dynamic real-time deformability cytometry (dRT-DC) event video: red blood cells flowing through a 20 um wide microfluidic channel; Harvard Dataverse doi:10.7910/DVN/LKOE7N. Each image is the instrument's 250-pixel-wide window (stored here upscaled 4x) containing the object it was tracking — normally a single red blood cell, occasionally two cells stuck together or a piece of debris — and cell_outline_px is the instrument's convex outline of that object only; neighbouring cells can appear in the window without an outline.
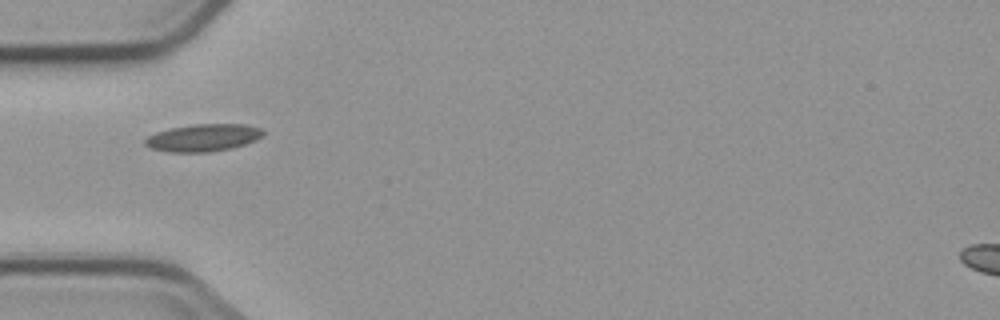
{"species": "common noctule bat (a hibernating species)", "species_latin": "Nyctalus noctula", "temperature_condition": "cold", "stored_images_in_passage": 6, "camera_frame_rate_fps": 3000, "um_per_image_px": 0.085, "animal": {"sex": "male", "body_mass_g": 23.1, "forearm_length_mm": 52.7}, "frame": {"image": 1, "passage_image": 4, "time_ms": 4.333, "image_size_px": [1000, 320], "cell_outline_px": [[264, 136], [256, 140], [232, 148], [208, 152], [168, 152], [152, 148], [144, 144], [144, 140], [148, 136], [156, 132], [168, 128], [192, 124], [244, 124], [260, 128], [264, 132]], "centroid_in_image_um": [17.27, 11.7], "position_along_channel_um": 67.7, "area_um2": 18.9}}
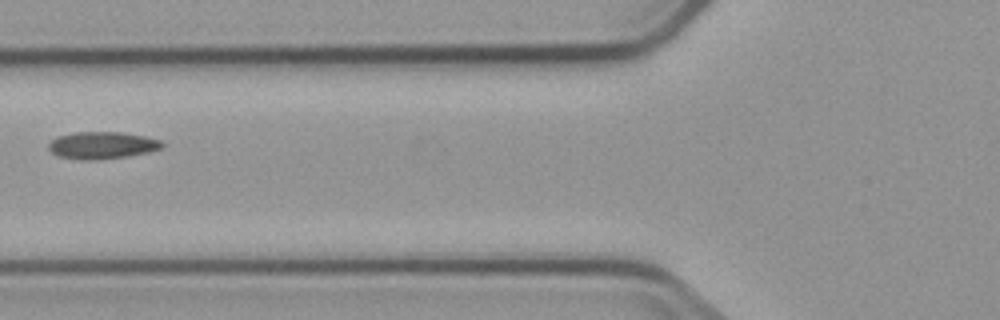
{"frame": {"image": 2, "passage_image": 5, "time_ms": 5.667, "image_size_px": [1000, 320], "cell_outline_px": [[164, 148], [148, 152], [128, 156], [100, 160], [80, 160], [56, 156], [48, 148], [48, 144], [56, 136], [72, 132], [120, 132], [144, 136], [160, 140], [164, 144]], "centroid_in_image_um": [8.66, 12.35], "position_along_channel_um": 117.1, "area_um2": 18.21}}
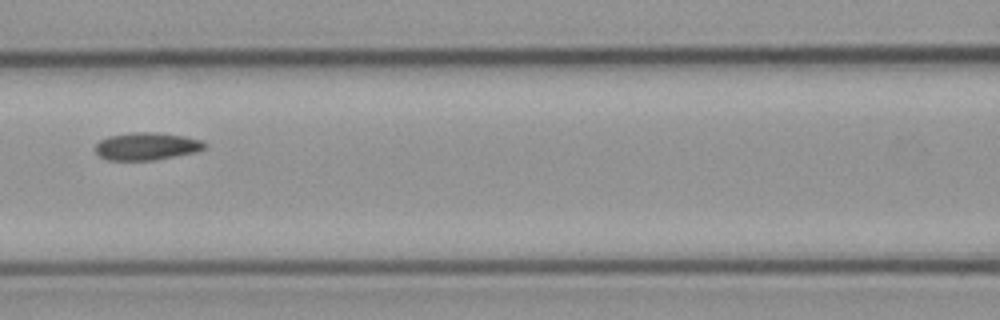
{"frame": {"image": 3, "passage_image": 6, "time_ms": 6.667, "image_size_px": [1000, 320], "cell_outline_px": [[208, 148], [196, 152], [152, 160], [108, 160], [100, 156], [96, 152], [96, 144], [100, 140], [108, 136], [132, 132], [160, 132], [184, 136], [204, 140], [208, 144]], "centroid_in_image_um": [12.53, 12.42], "position_along_channel_um": 154.1, "area_um2": 17.74}}